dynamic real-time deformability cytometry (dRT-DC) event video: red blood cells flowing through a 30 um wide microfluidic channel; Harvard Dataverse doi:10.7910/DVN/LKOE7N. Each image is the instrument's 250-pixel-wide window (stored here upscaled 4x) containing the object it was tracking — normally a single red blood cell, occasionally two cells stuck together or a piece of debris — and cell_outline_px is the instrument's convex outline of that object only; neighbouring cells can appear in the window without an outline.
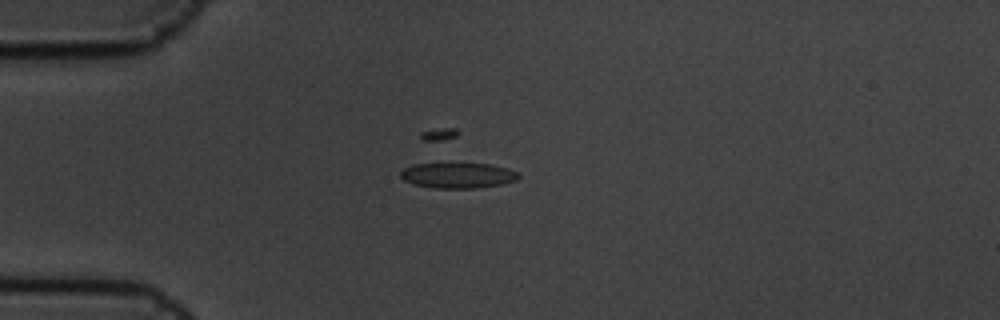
{"species": "common noctule bat (a hibernating species)", "species_latin": "Nyctalus noctula", "temperature_condition": "cold", "stored_images_in_passage": 8, "camera_frame_rate_fps": 3000, "um_per_image_px": 0.085, "animal": {"sex": "male", "body_mass_g": 19.5, "forearm_length_mm": 54.6}, "frame": {"image": 1, "passage_image": 3, "time_ms": 0.667, "image_size_px": [1000, 320], "cell_outline_px": [[520, 176], [516, 180], [500, 184], [476, 188], [432, 188], [416, 184], [404, 180], [400, 176], [400, 172], [404, 168], [412, 164], [448, 160], [492, 164], [508, 168], [516, 172]], "centroid_in_image_um": [38.87, 14.84], "position_along_channel_um": 46.1, "area_um2": 18.44}}
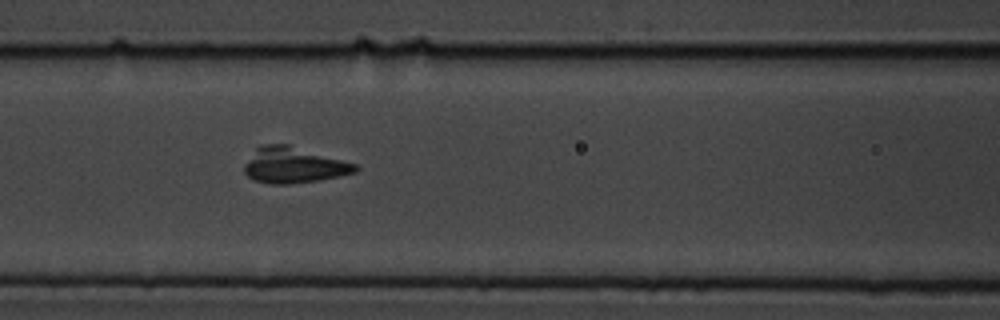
{"frame": {"image": 2, "passage_image": 6, "time_ms": 1.667, "image_size_px": [1000, 320], "cell_outline_px": [[360, 168], [356, 172], [316, 180], [288, 184], [272, 184], [252, 180], [244, 172], [244, 164], [256, 148], [264, 144], [288, 144], [356, 164]], "centroid_in_image_um": [24.92, 14.03], "position_along_channel_um": 141.7, "area_um2": 22.95}}
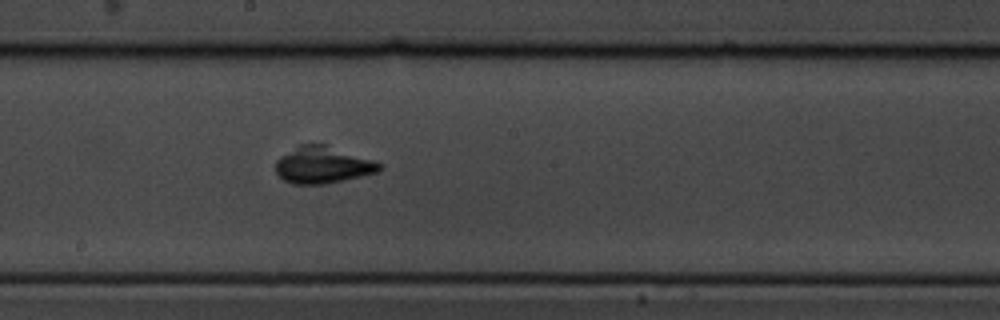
{"frame": {"image": 3, "passage_image": 8, "time_ms": 2.333, "image_size_px": [1000, 320], "cell_outline_px": [[384, 168], [380, 172], [324, 184], [292, 184], [284, 180], [276, 172], [276, 160], [300, 144], [324, 144], [384, 164]], "centroid_in_image_um": [27.46, 14.03], "position_along_channel_um": 220.7, "area_um2": 22.08}}